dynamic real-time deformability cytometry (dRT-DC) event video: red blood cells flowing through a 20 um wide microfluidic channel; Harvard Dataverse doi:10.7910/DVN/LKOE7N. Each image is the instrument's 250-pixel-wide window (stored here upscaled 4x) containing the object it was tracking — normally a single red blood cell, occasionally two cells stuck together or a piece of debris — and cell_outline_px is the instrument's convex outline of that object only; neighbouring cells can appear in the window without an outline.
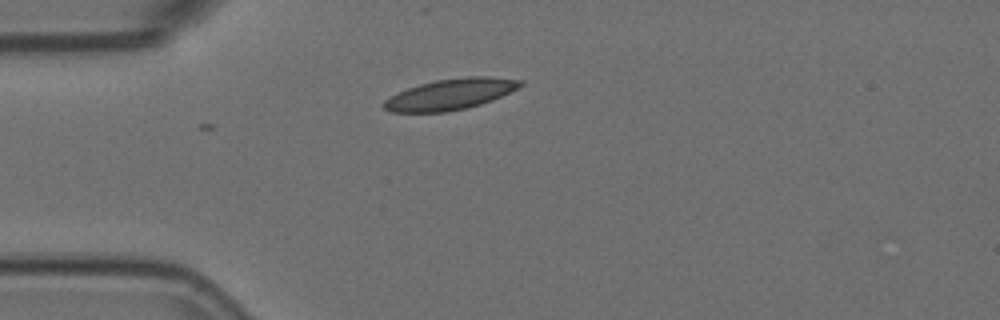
{"species": "Egyptian fruit bat (a non-hibernating species)", "species_latin": "Rousettus aegyptiacus", "temperature_condition": "room temperature", "stored_images_in_passage": 2, "camera_frame_rate_fps": 3000, "um_per_image_px": 0.085, "animal": {"sex": "female"}, "frame": {"image": 1, "passage_image": 2, "time_ms": 0.333, "image_size_px": [1000, 320], "cell_outline_px": [[524, 84], [492, 100], [468, 108], [444, 112], [392, 112], [384, 108], [380, 104], [384, 100], [408, 88], [420, 84], [436, 80], [468, 76], [488, 76], [524, 80]], "centroid_in_image_um": [38.28, 8.01], "position_along_channel_um": 46.7, "area_um2": 24.39}}